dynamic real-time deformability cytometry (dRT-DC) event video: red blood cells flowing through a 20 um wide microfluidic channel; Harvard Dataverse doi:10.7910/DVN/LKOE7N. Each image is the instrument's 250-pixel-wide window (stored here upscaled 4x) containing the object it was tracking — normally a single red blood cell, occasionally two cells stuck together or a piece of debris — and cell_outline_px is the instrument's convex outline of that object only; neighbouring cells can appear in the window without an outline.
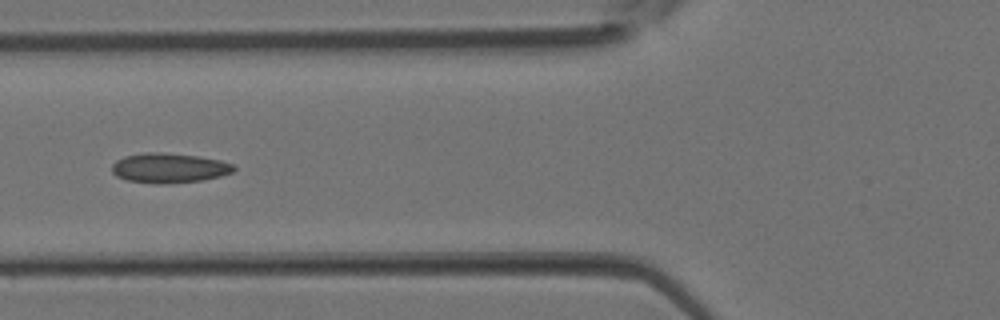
{"species": "Egyptian fruit bat (a non-hibernating species)", "species_latin": "Rousettus aegyptiacus", "temperature_condition": "room temperature", "stored_images_in_passage": 5, "camera_frame_rate_fps": 3000, "um_per_image_px": 0.085, "animal": {"sex": "female"}, "frame": {"image": 1, "passage_image": 5, "time_ms": 1.333, "image_size_px": [1000, 320], "cell_outline_px": [[236, 168], [232, 172], [220, 176], [204, 180], [160, 184], [156, 184], [128, 180], [116, 176], [112, 172], [112, 164], [116, 160], [124, 156], [144, 152], [160, 152], [200, 156], [220, 160], [232, 164]], "centroid_in_image_um": [14.36, 14.27], "position_along_channel_um": 111.4, "area_um2": 21.21}}